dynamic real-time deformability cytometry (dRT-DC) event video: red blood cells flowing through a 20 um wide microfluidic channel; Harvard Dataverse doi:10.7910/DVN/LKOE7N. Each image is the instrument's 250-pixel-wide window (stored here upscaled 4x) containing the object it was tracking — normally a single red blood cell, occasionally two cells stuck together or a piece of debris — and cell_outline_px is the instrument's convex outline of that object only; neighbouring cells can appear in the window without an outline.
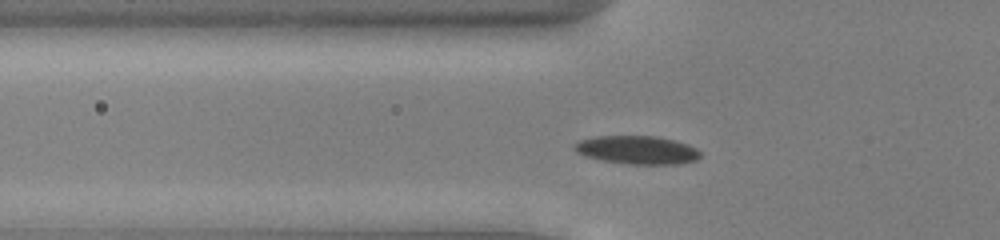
{"species": "common noctule bat (a hibernating species)", "species_latin": "Nyctalus noctula", "temperature_condition": "cold", "stored_images_in_passage": 42, "camera_frame_rate_fps": 3000, "um_per_image_px": 0.085, "animal": {"sex": "male", "body_mass_g": 13.0, "forearm_length_mm": 53.1}, "frame": {"image": 1, "passage_image": 7, "time_ms": 2.0, "image_size_px": [1000, 240], "cell_outline_px": [[700, 156], [696, 160], [680, 164], [628, 164], [600, 160], [584, 156], [576, 152], [572, 148], [572, 144], [580, 140], [596, 136], [656, 136], [676, 140], [688, 144], [696, 148], [700, 152]], "centroid_in_image_um": [54.13, 12.74], "position_along_channel_um": 71.7, "area_um2": 21.04}}
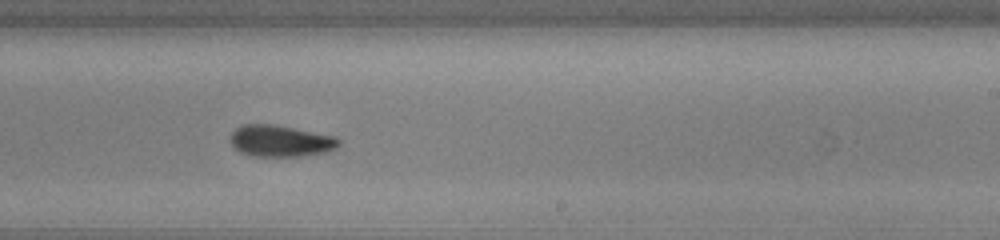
{"frame": {"image": 2, "passage_image": 22, "time_ms": 7.0, "image_size_px": [1000, 240], "cell_outline_px": [[340, 144], [336, 148], [328, 152], [304, 156], [252, 156], [240, 152], [232, 144], [232, 132], [240, 124], [272, 124], [336, 136], [340, 140]], "centroid_in_image_um": [23.88, 11.98], "position_along_channel_um": 265.1, "area_um2": 19.94}}
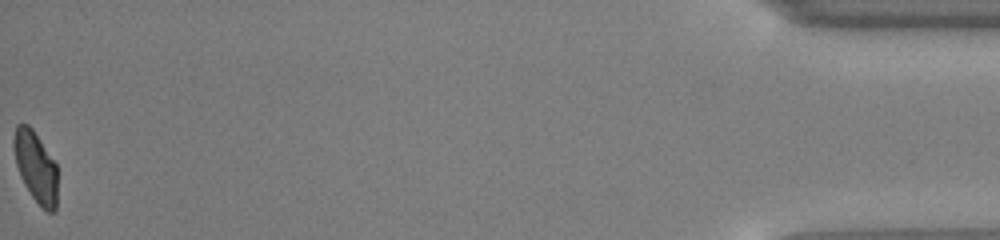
{"frame": {"image": 3, "passage_image": 42, "time_ms": 13.667, "image_size_px": [1000, 240], "cell_outline_px": [[56, 208], [52, 212], [48, 212], [32, 196], [24, 184], [20, 176], [16, 164], [12, 144], [12, 140], [16, 124], [28, 124], [32, 128], [56, 164]], "centroid_in_image_um": [3.0, 14.14], "position_along_channel_um": 432.2, "area_um2": 17.8}, "authors_computed_cell_mechanics": {"area_um2": 19.941, "velocity_mm_per_s": 3.8964, "shape_relaxation_time_tau1_ms": 3.531, "shape_relaxation_time_tau2_ms": 1.8502, "deformation_change_tau1": 0.0998, "deformation_change_tau2": 0.062}}